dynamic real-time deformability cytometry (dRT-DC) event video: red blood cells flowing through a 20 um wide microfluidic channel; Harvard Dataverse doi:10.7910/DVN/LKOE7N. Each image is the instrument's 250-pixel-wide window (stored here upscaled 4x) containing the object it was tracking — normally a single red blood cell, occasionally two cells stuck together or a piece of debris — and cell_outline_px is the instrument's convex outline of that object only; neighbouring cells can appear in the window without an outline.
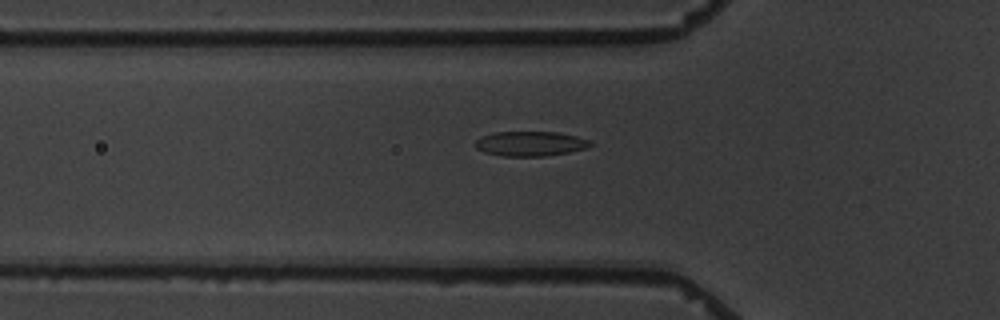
{"species": "common noctule bat (a hibernating species)", "species_latin": "Nyctalus noctula", "temperature_condition": "warm", "stored_images_in_passage": 3, "camera_frame_rate_fps": 3000, "um_per_image_px": 0.085, "animal": {"sex": "male", "body_mass_g": 19.5, "forearm_length_mm": 54.6}, "frame": {"image": 1, "passage_image": 3, "time_ms": 2.667, "image_size_px": [1000, 320], "cell_outline_px": [[592, 144], [584, 148], [568, 152], [544, 156], [504, 156], [484, 152], [476, 148], [476, 140], [480, 136], [492, 132], [560, 132], [576, 136], [588, 140]], "centroid_in_image_um": [45.03, 12.2], "position_along_channel_um": 80.8, "area_um2": 16.47}}